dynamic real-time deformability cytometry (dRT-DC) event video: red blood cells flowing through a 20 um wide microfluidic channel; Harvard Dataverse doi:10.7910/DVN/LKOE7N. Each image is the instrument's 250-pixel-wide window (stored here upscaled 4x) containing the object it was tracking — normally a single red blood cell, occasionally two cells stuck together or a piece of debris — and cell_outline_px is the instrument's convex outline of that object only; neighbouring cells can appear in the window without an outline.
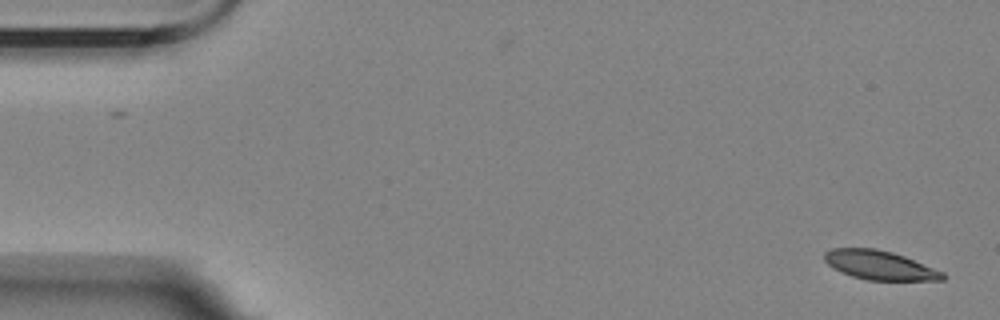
{"species": "Egyptian fruit bat (a non-hibernating species)", "species_latin": "Rousettus aegyptiacus", "temperature_condition": "room temperature", "stored_images_in_passage": 2, "camera_frame_rate_fps": 3000, "um_per_image_px": 0.085, "animal": {"sex": "female"}, "frame": {"image": 1, "passage_image": 2, "time_ms": 1.0, "image_size_px": [1000, 320], "cell_outline_px": [[948, 276], [944, 280], [868, 280], [852, 276], [832, 268], [824, 260], [824, 252], [832, 248], [876, 248], [892, 252], [904, 256], [944, 272]], "centroid_in_image_um": [74.77, 22.54], "position_along_channel_um": 10.2, "area_um2": 20.06}}